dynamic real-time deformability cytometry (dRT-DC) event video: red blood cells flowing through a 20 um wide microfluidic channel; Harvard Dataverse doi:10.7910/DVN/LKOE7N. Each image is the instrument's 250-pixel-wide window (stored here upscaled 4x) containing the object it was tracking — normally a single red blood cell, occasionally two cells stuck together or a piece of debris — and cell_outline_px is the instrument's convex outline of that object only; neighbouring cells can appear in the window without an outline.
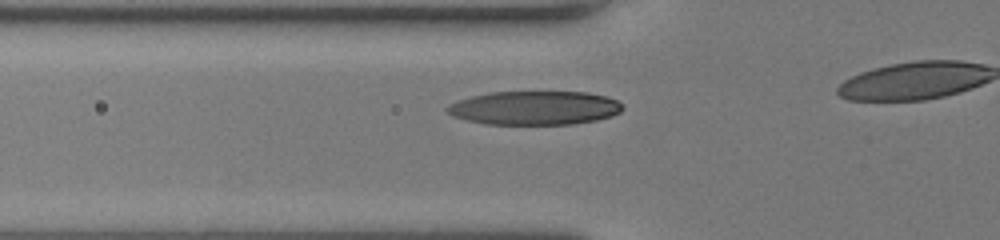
{"species": "human", "species_latin": "Homo sapiens", "temperature_condition": "room temperature", "stored_images_in_passage": 28, "camera_frame_rate_fps": 3000, "um_per_image_px": 0.085, "donor": {"sex": "female"}, "frame": {"image": 1, "passage_image": 4, "time_ms": 1.0, "image_size_px": [1000, 240], "cell_outline_px": [[624, 108], [620, 112], [612, 116], [596, 120], [572, 124], [488, 124], [468, 120], [452, 116], [444, 108], [460, 100], [472, 96], [492, 92], [588, 92], [608, 96], [616, 100]], "centroid_in_image_um": [45.48, 9.17], "position_along_channel_um": 80.3, "area_um2": 34.39}}
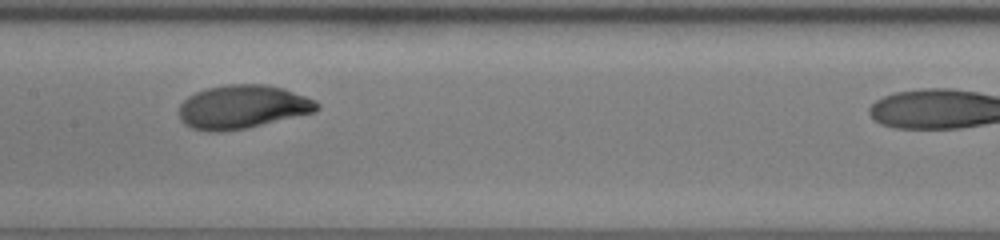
{"frame": {"image": 2, "passage_image": 12, "time_ms": 3.667, "image_size_px": [1000, 240], "cell_outline_px": [[320, 108], [312, 112], [244, 128], [220, 132], [208, 132], [192, 128], [184, 124], [180, 120], [180, 104], [188, 96], [196, 92], [208, 88], [228, 84], [268, 84], [284, 88], [316, 100], [320, 104]], "centroid_in_image_um": [20.59, 9.07], "position_along_channel_um": 186.8, "area_um2": 34.8}}
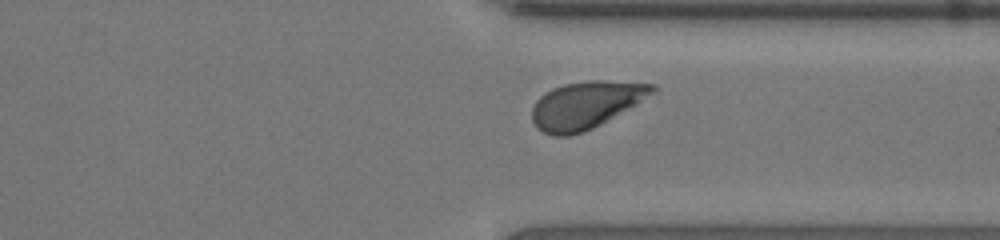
{"frame": {"image": 3, "passage_image": 25, "time_ms": 8.0, "image_size_px": [1000, 240], "cell_outline_px": [[656, 92], [636, 104], [600, 124], [592, 128], [568, 136], [552, 136], [536, 128], [532, 120], [532, 108], [536, 100], [544, 92], [552, 88], [564, 84], [588, 80], [604, 80], [656, 84]], "centroid_in_image_um": [49.77, 8.91], "position_along_channel_um": 361.6, "area_um2": 33.06}}